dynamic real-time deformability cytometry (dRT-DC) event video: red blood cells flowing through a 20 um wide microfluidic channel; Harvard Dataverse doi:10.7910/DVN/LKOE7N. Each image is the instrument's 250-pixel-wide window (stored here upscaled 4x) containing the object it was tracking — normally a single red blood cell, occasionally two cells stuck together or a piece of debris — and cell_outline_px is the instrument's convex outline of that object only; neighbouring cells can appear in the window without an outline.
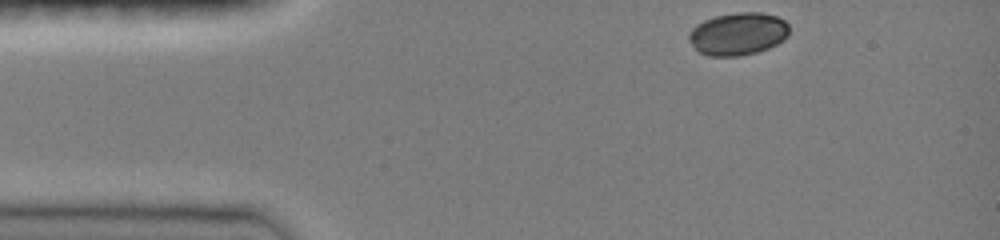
{"species": "common noctule bat (a hibernating species)", "species_latin": "Nyctalus noctula", "temperature_condition": "room temperature", "stored_images_in_passage": 26, "camera_frame_rate_fps": 3000, "um_per_image_px": 0.085, "animal": {"sex": "female", "body_mass_g": 19.0, "forearm_length_mm": 51.5}, "frame": {"image": 1, "passage_image": 1, "time_ms": 0.0, "image_size_px": [1000, 240], "cell_outline_px": [[788, 36], [776, 44], [768, 48], [756, 52], [740, 56], [708, 56], [696, 52], [688, 40], [688, 32], [696, 24], [704, 20], [716, 16], [736, 12], [760, 12], [776, 16], [784, 20], [788, 24]], "centroid_in_image_um": [62.68, 2.88], "position_along_channel_um": 22.3, "area_um2": 25.14}}
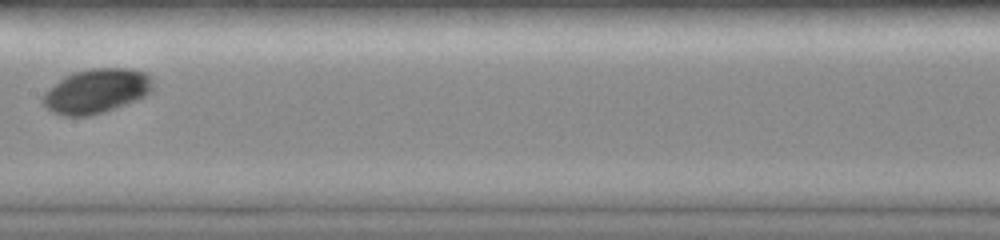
{"frame": {"image": 2, "passage_image": 13, "time_ms": 6.0, "image_size_px": [1000, 240], "cell_outline_px": [[152, 88], [144, 96], [136, 100], [104, 112], [88, 116], [64, 116], [52, 112], [40, 100], [40, 96], [44, 92], [64, 76], [72, 72], [92, 68], [132, 68], [144, 72], [152, 80]], "centroid_in_image_um": [8.14, 7.73], "position_along_channel_um": 199.3, "area_um2": 28.5}}
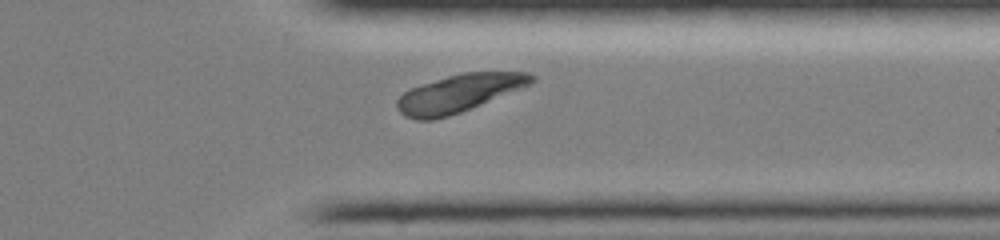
{"frame": {"image": 3, "passage_image": 23, "time_ms": 10.333, "image_size_px": [1000, 240], "cell_outline_px": [[536, 80], [532, 84], [460, 112], [448, 116], [432, 120], [416, 120], [404, 116], [396, 108], [396, 100], [408, 88], [420, 84], [460, 72], [528, 72], [536, 76]], "centroid_in_image_um": [38.99, 7.92], "position_along_channel_um": 372.4, "area_um2": 29.65}, "authors_computed_cell_mechanics": {"area_um2": 27.6573, "velocity_mm_per_s": 3.9875, "shape_relaxation_time_tau1_ms": 1.2892, "shape_relaxation_time_tau2_ms": null, "deformation_change_tau1": 0.0907, "deformation_change_tau2": null}}